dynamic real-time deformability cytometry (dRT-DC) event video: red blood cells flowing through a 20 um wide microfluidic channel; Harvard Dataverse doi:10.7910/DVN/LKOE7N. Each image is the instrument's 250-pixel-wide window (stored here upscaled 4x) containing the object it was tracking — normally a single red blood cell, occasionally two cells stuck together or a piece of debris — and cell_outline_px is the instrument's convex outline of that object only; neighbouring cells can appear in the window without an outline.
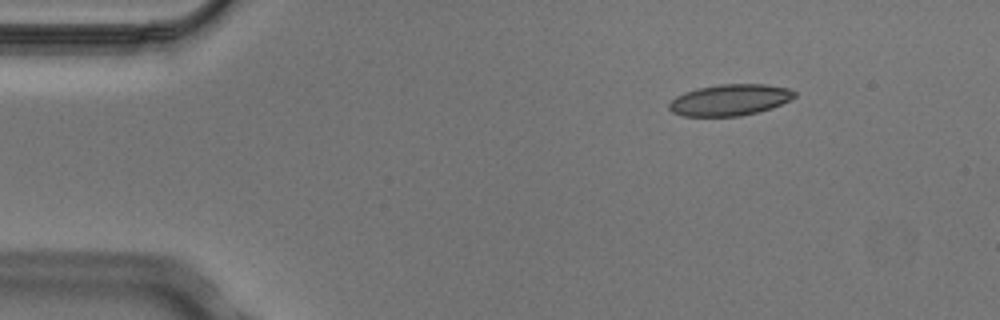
{"species": "Egyptian fruit bat (a non-hibernating species)", "species_latin": "Rousettus aegyptiacus", "temperature_condition": "cold", "stored_images_in_passage": 3, "camera_frame_rate_fps": 3000, "um_per_image_px": 0.085, "animal": {"sex": "male"}, "frame": {"image": 1, "passage_image": 1, "time_ms": 0.0, "image_size_px": [1000, 320], "cell_outline_px": [[796, 96], [772, 108], [740, 116], [684, 116], [672, 112], [668, 108], [668, 104], [676, 96], [684, 92], [696, 88], [720, 84], [764, 84], [788, 88], [796, 92]], "centroid_in_image_um": [62.01, 8.49], "position_along_channel_um": 23.0, "area_um2": 22.83}}